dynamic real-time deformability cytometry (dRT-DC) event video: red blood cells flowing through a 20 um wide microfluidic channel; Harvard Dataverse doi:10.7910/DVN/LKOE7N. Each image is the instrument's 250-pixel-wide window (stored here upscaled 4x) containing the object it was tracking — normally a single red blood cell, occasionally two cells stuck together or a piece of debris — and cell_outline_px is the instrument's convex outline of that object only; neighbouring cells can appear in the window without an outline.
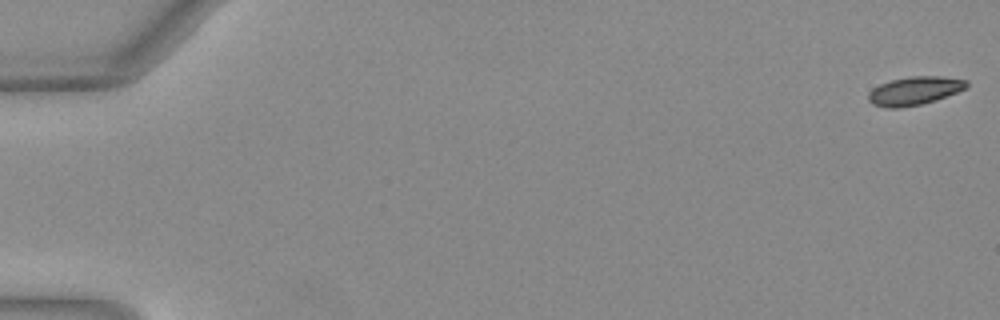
{"species": "Egyptian fruit bat (a non-hibernating species)", "species_latin": "Rousettus aegyptiacus", "temperature_condition": "warm", "stored_images_in_passage": 52, "camera_frame_rate_fps": 3000, "um_per_image_px": 0.085, "animal": {"sex": "female"}, "frame": {"image": 1, "passage_image": 1, "time_ms": 0.0, "image_size_px": [1000, 320], "cell_outline_px": [[968, 84], [964, 88], [956, 92], [936, 100], [920, 104], [900, 108], [888, 108], [872, 104], [868, 100], [868, 92], [872, 88], [880, 84], [892, 80], [908, 76], [944, 76], [968, 80]], "centroid_in_image_um": [77.7, 7.71], "position_along_channel_um": 7.3, "area_um2": 16.24}}
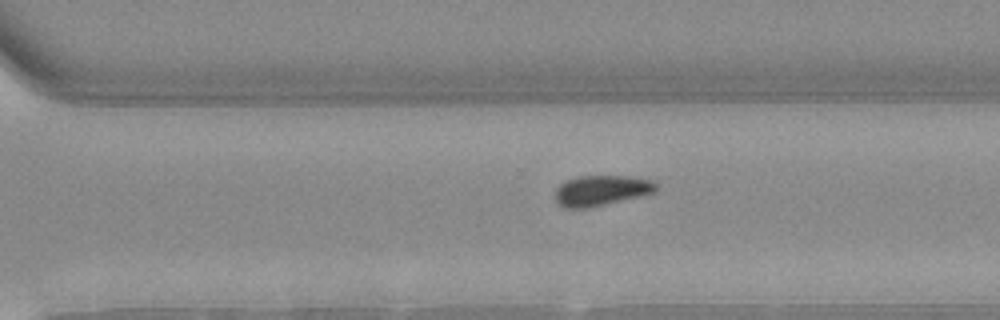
{"frame": {"image": 2, "passage_image": 37, "time_ms": 12.0, "image_size_px": [1000, 320], "cell_outline_px": [[656, 192], [640, 196], [588, 208], [564, 208], [556, 204], [556, 188], [560, 184], [576, 176], [628, 176], [652, 180], [656, 184]], "centroid_in_image_um": [51.08, 16.19], "position_along_channel_um": 319.5, "area_um2": 17.86}}
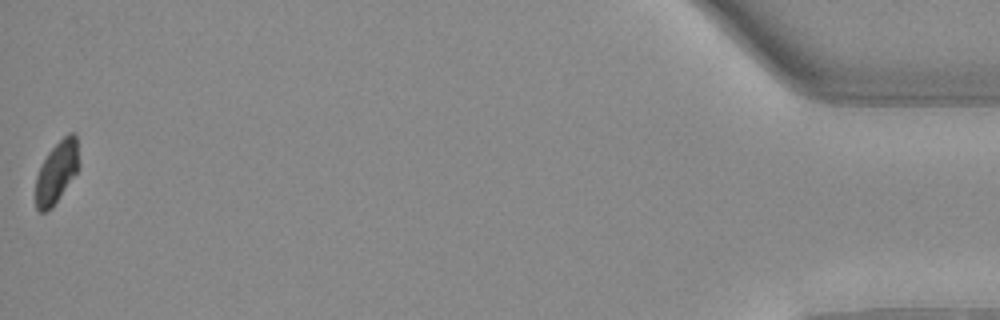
{"frame": {"image": 3, "passage_image": 52, "time_ms": 17.0, "image_size_px": [1000, 320], "cell_outline_px": [[80, 168], [52, 208], [44, 212], [40, 212], [36, 208], [36, 176], [48, 152], [68, 132], [72, 132], [76, 136], [80, 164]], "centroid_in_image_um": [4.84, 14.63], "position_along_channel_um": 430.4, "area_um2": 15.61}, "authors_computed_cell_mechanics": {"area_um2": 17.1377, "velocity_mm_per_s": 4.0423, "shape_relaxation_time_tau1_ms": 3.8259, "shape_relaxation_time_tau2_ms": null, "deformation_change_tau1": 0.1232, "deformation_change_tau2": null}}